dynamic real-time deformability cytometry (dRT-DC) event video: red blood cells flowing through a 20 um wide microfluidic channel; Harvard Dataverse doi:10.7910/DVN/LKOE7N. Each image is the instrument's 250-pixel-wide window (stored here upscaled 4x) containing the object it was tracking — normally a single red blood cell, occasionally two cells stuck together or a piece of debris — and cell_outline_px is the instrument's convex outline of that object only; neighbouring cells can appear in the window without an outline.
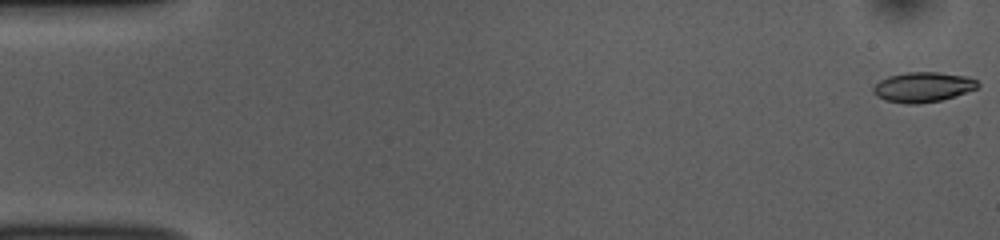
{"species": "common noctule bat (a hibernating species)", "species_latin": "Nyctalus noctula", "temperature_condition": "room temperature", "stored_images_in_passage": 53, "camera_frame_rate_fps": 3000, "um_per_image_px": 0.085, "animal": {"sex": "female", "body_mass_g": 10.0, "forearm_length_mm": 53.1}, "frame": {"image": 1, "passage_image": 1, "time_ms": 0.0, "image_size_px": [1000, 240], "cell_outline_px": [[980, 84], [976, 88], [940, 100], [916, 104], [908, 104], [884, 100], [876, 96], [872, 92], [872, 88], [880, 80], [888, 76], [908, 72], [936, 72], [964, 76], [976, 80]], "centroid_in_image_um": [78.38, 7.4], "position_along_channel_um": 6.6, "area_um2": 17.98}}
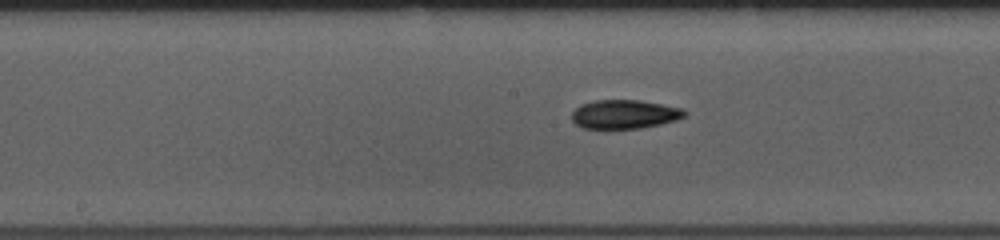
{"frame": {"image": 2, "passage_image": 27, "time_ms": 8.667, "image_size_px": [1000, 240], "cell_outline_px": [[684, 116], [676, 120], [660, 124], [640, 128], [584, 128], [576, 124], [572, 120], [572, 112], [580, 104], [596, 100], [640, 100], [680, 108], [684, 112]], "centroid_in_image_um": [53.03, 9.71], "position_along_channel_um": 195.2, "area_um2": 18.67}}
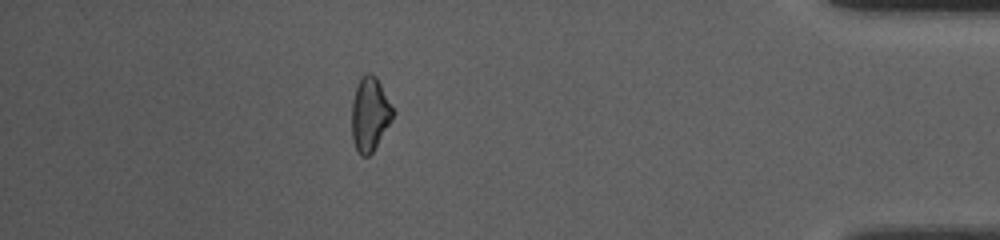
{"frame": {"image": 3, "passage_image": 47, "time_ms": 15.333, "image_size_px": [1000, 240], "cell_outline_px": [[396, 112], [392, 120], [372, 152], [368, 156], [360, 156], [352, 140], [352, 100], [360, 76], [364, 72], [368, 72], [376, 76]], "centroid_in_image_um": [31.44, 9.68], "position_along_channel_um": 403.8, "area_um2": 17.86}, "authors_computed_cell_mechanics": {"area_um2": 18.2648, "velocity_mm_per_s": 3.7965, "shape_relaxation_time_tau1_ms": 3.0065, "shape_relaxation_time_tau2_ms": 8.5118, "deformation_change_tau1": 0.1212, "deformation_change_tau2": 0.1884}}